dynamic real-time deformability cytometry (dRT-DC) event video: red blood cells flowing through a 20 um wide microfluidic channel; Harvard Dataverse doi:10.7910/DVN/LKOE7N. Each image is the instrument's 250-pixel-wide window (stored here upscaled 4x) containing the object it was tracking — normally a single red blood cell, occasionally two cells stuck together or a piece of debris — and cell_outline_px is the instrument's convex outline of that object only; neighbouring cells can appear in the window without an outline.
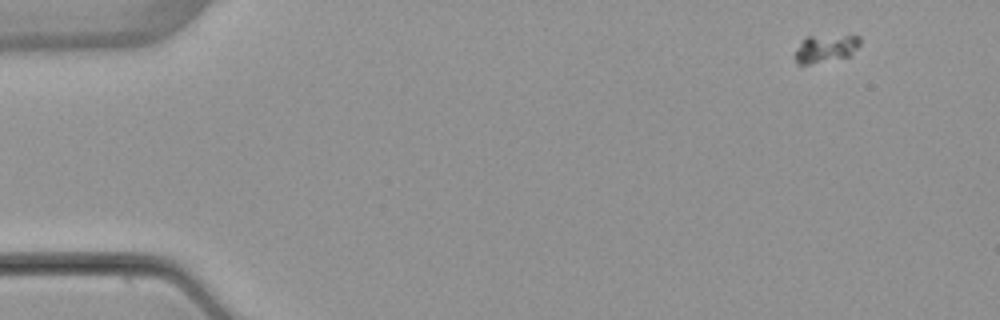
{"species": "common noctule bat (a hibernating species)", "species_latin": "Nyctalus noctula", "temperature_condition": "warm", "stored_images_in_passage": 3, "camera_frame_rate_fps": 3000, "um_per_image_px": 0.085, "animal": {"sex": "female", "body_mass_g": 22.7, "forearm_length_mm": 54.2}, "frame": {"image": 1, "passage_image": 1, "time_ms": 0.0, "image_size_px": [1000, 320], "cell_outline_px": [[860, 44], [848, 56], [808, 64], [796, 64], [792, 56], [804, 36], [860, 36]], "centroid_in_image_um": [70.09, 4.12], "position_along_channel_um": 14.9, "area_um2": 10.4}}